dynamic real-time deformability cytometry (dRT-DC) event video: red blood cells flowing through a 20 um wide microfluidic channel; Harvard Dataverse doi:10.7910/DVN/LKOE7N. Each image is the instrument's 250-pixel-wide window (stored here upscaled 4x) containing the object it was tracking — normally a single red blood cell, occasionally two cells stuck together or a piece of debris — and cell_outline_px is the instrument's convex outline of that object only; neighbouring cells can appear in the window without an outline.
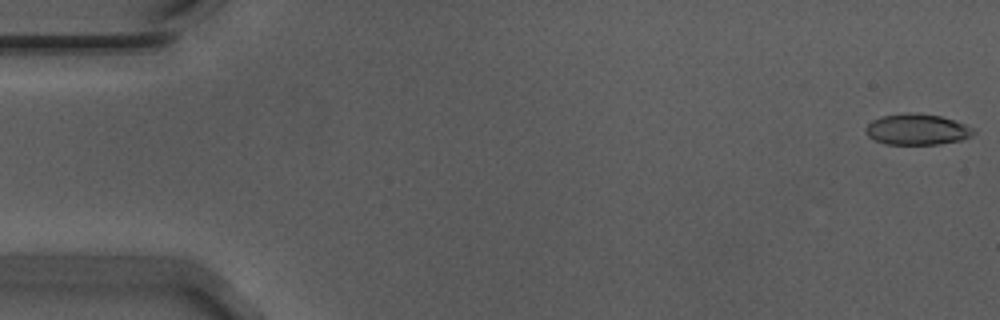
{"species": "Egyptian fruit bat (a non-hibernating species)", "species_latin": "Rousettus aegyptiacus", "temperature_condition": "warm", "stored_images_in_passage": 56, "camera_frame_rate_fps": 3000, "um_per_image_px": 0.085, "animal": {"sex": "male"}, "frame": {"image": 1, "passage_image": 1, "time_ms": 0.0, "image_size_px": [1000, 320], "cell_outline_px": [[976, 132], [972, 136], [960, 140], [936, 144], [884, 144], [868, 136], [864, 132], [864, 128], [872, 120], [880, 116], [912, 112], [940, 116], [964, 124], [972, 128]], "centroid_in_image_um": [77.91, 11.0], "position_along_channel_um": 7.1, "area_um2": 19.36}}
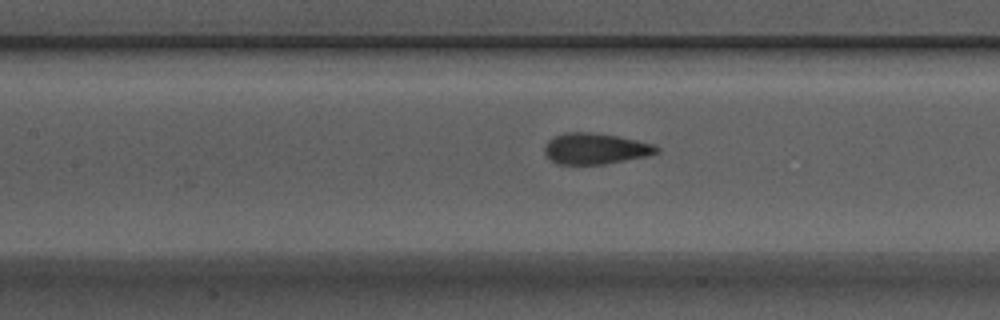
{"frame": {"image": 2, "passage_image": 25, "time_ms": 8.0, "image_size_px": [1000, 320], "cell_outline_px": [[660, 152], [648, 156], [604, 164], [556, 164], [544, 152], [544, 144], [548, 140], [564, 132], [592, 132], [616, 136], [636, 140], [652, 144], [660, 148]], "centroid_in_image_um": [50.6, 12.63], "position_along_channel_um": 156.8, "area_um2": 20.23}}
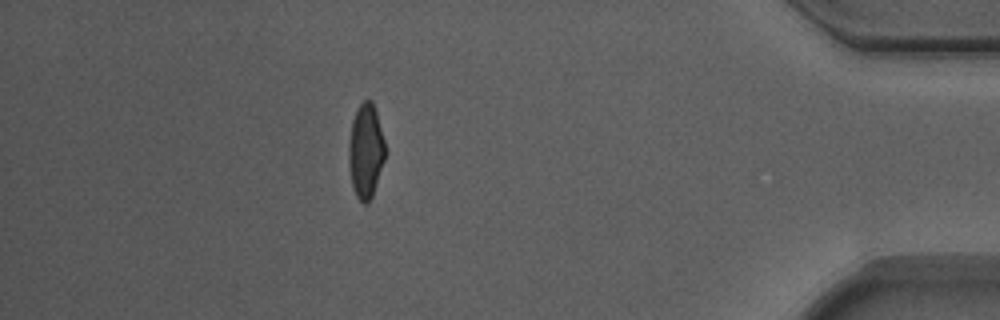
{"frame": {"image": 3, "passage_image": 49, "time_ms": 16.0, "image_size_px": [1000, 320], "cell_outline_px": [[384, 160], [372, 196], [368, 204], [364, 204], [356, 196], [352, 188], [348, 160], [348, 144], [352, 120], [360, 104], [364, 100], [372, 100], [376, 112], [384, 140]], "centroid_in_image_um": [31.06, 12.85], "position_along_channel_um": 404.1, "area_um2": 19.88}, "authors_computed_cell_mechanics": {"area_um2": 20.1722, "velocity_mm_per_s": 3.721, "shape_relaxation_time_tau1_ms": 3.6997, "shape_relaxation_time_tau2_ms": 0.6972, "deformation_change_tau1": 0.1603, "deformation_change_tau2": 0.0531}}